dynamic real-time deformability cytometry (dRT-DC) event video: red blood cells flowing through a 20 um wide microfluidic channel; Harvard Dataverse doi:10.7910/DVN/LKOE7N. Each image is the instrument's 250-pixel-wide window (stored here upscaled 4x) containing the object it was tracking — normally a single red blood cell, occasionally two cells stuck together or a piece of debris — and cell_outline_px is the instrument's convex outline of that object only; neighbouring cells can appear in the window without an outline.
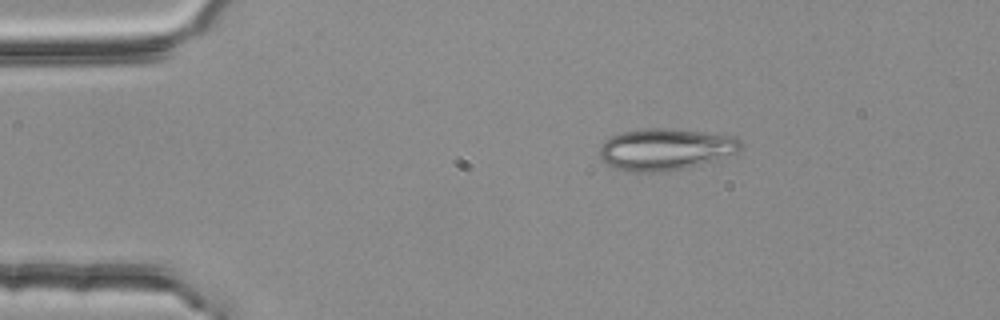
{"species": "common noctule bat (a hibernating species)", "species_latin": "Nyctalus noctula", "temperature_condition": "room temperature", "stored_images_in_passage": 2, "camera_frame_rate_fps": 3000, "um_per_image_px": 0.085, "animal": {"sex": "female", "body_mass_g": 25.1}, "frame": {"image": 1, "passage_image": 1, "time_ms": 0.0, "image_size_px": [1000, 320], "cell_outline_px": [[740, 148], [736, 152], [720, 160], [684, 168], [652, 172], [636, 172], [612, 168], [600, 156], [600, 148], [604, 140], [612, 136], [624, 132], [644, 128], [668, 128], [732, 136], [740, 140]], "centroid_in_image_um": [56.55, 12.69], "position_along_channel_um": 28.4, "area_um2": 33.99}}